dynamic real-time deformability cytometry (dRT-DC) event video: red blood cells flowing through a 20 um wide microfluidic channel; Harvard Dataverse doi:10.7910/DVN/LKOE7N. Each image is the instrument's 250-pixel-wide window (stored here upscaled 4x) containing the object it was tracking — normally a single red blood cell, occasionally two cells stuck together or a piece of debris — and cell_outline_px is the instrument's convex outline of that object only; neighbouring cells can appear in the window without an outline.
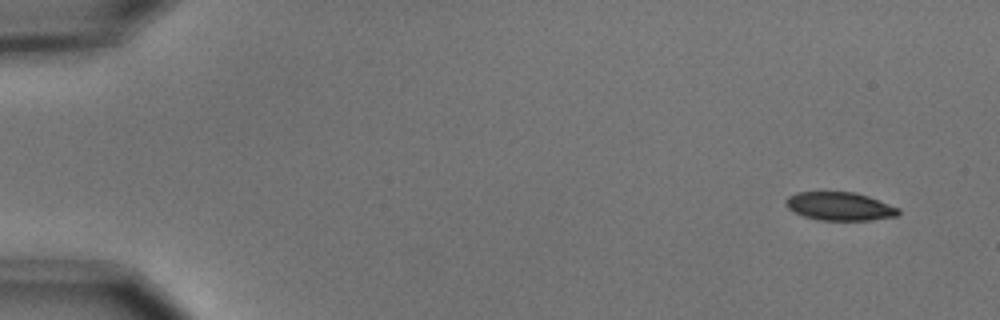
{"species": "common noctule bat (a hibernating species)", "species_latin": "Nyctalus noctula", "temperature_condition": "cold", "stored_images_in_passage": 5, "camera_frame_rate_fps": 3000, "um_per_image_px": 0.085, "animal": {"sex": "male", "body_mass_g": 15.6}, "frame": {"image": 1, "passage_image": 1, "time_ms": 0.0, "image_size_px": [1000, 320], "cell_outline_px": [[900, 212], [896, 216], [872, 220], [820, 220], [804, 216], [788, 208], [784, 204], [784, 200], [788, 196], [796, 192], [856, 192], [868, 196], [900, 208]], "centroid_in_image_um": [71.37, 17.53], "position_along_channel_um": 13.6, "area_um2": 18.61}}
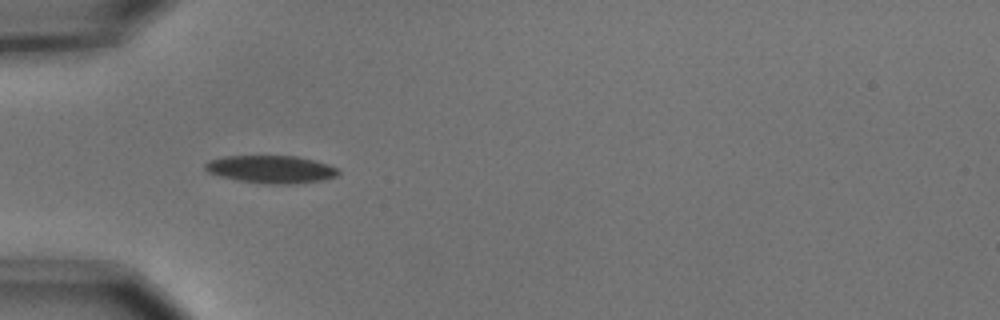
{"frame": {"image": 2, "passage_image": 5, "time_ms": 1.333, "image_size_px": [1000, 320], "cell_outline_px": [[340, 172], [336, 176], [320, 180], [292, 184], [264, 184], [236, 180], [220, 176], [208, 172], [204, 168], [204, 164], [208, 160], [224, 156], [296, 156], [328, 164], [336, 168]], "centroid_in_image_um": [22.99, 14.39], "position_along_channel_um": 62.0, "area_um2": 21.44}}